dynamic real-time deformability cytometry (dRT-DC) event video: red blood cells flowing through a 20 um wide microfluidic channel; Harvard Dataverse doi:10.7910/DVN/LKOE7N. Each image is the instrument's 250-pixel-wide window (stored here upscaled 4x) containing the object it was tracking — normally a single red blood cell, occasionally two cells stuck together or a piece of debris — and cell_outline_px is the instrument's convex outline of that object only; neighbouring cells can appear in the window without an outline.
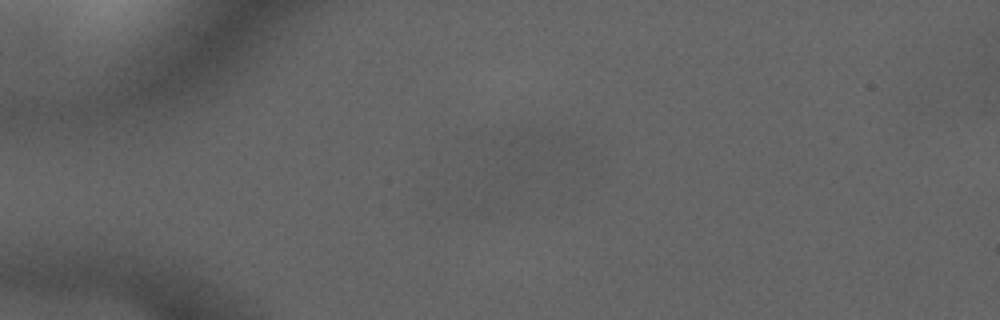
{"species": "common noctule bat (a hibernating species)", "species_latin": "Nyctalus noctula", "temperature_condition": "cold", "stored_images_in_passage": 5, "camera_frame_rate_fps": 3000, "um_per_image_px": 0.085, "animal": {"sex": "male", "forearm_length_mm": 52.5}, "frame": {"image": 1, "passage_image": 1, "time_ms": 0.0, "image_size_px": [1000, 320], "cell_outline_px": [[576, 148], [520, 184], [512, 172], [500, 148], [520, 128], [540, 128], [568, 136], [572, 140]], "centroid_in_image_um": [45.44, 12.84], "position_along_channel_um": 39.6, "area_um2": 18.03}}